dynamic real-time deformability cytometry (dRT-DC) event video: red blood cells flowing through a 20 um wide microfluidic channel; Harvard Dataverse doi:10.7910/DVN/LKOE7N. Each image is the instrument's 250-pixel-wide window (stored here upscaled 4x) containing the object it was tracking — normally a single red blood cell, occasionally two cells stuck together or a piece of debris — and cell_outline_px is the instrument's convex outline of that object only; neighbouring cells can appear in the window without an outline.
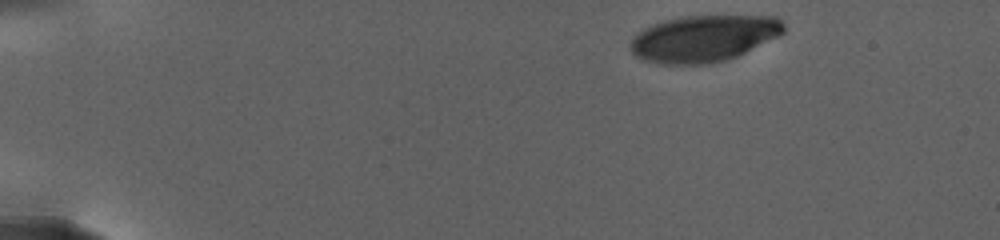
{"species": "human", "species_latin": "Homo sapiens", "temperature_condition": "warm", "stored_images_in_passage": 30, "camera_frame_rate_fps": 3000, "um_per_image_px": 0.085, "donor": {"sex": "female"}, "frame": {"image": 1, "passage_image": 1, "time_ms": 0.0, "image_size_px": [1000, 240], "cell_outline_px": [[784, 32], [736, 56], [724, 60], [708, 64], [660, 64], [644, 60], [636, 56], [632, 52], [632, 40], [644, 28], [664, 20], [688, 16], [776, 16], [784, 24]], "centroid_in_image_um": [59.81, 3.27], "position_along_channel_um": 25.2, "area_um2": 40.86}}
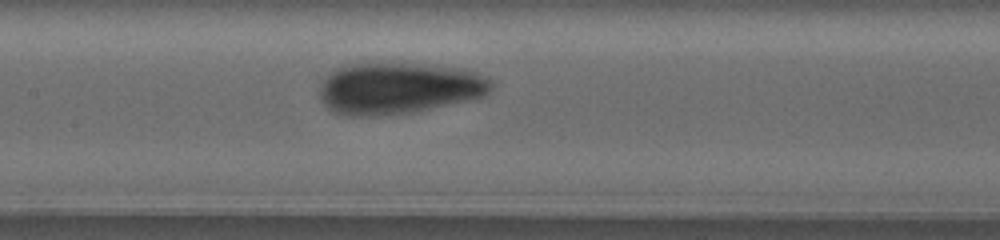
{"frame": {"image": 2, "passage_image": 13, "time_ms": 10.333, "image_size_px": [1000, 240], "cell_outline_px": [[492, 88], [484, 96], [412, 112], [376, 116], [348, 116], [332, 112], [320, 100], [320, 84], [336, 68], [348, 64], [412, 64], [464, 68], [488, 76], [492, 80]], "centroid_in_image_um": [33.88, 7.5], "position_along_channel_um": 173.5, "area_um2": 51.27}}
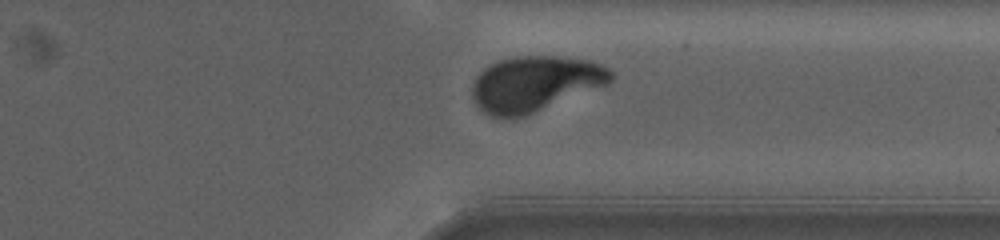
{"frame": {"image": 3, "passage_image": 25, "time_ms": 18.0, "image_size_px": [1000, 240], "cell_outline_px": [[616, 76], [608, 84], [524, 116], [492, 116], [484, 112], [472, 100], [472, 88], [476, 76], [488, 64], [500, 60], [516, 56], [556, 56], [592, 60], [608, 68]], "centroid_in_image_um": [45.48, 7.09], "position_along_channel_um": 365.9, "area_um2": 44.56}, "authors_computed_cell_mechanics": {"area_um2": 45.8065, "velocity_mm_per_s": 2.5176, "shape_relaxation_time_tau1_ms": 5.5153, "shape_relaxation_time_tau2_ms": 1.1175, "deformation_change_tau1": 0.1718, "deformation_change_tau2": 0.0559}}